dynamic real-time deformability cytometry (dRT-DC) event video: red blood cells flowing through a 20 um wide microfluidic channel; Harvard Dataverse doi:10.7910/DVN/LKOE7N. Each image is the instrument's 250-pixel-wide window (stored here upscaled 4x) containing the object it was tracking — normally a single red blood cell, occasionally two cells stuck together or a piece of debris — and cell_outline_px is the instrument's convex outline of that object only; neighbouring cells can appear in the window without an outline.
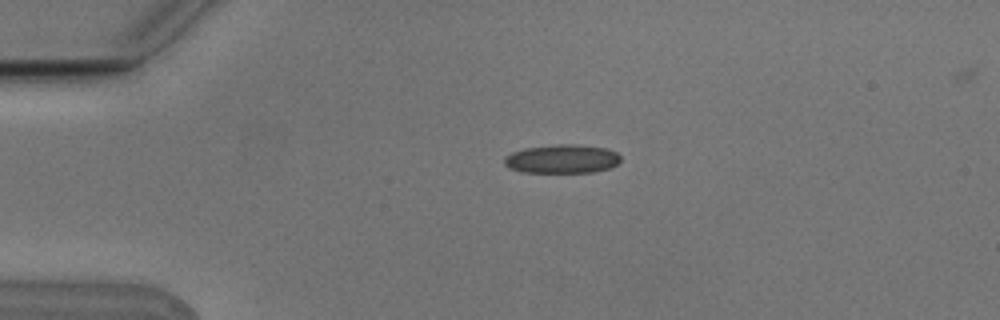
{"species": "Egyptian fruit bat (a non-hibernating species)", "species_latin": "Rousettus aegyptiacus", "temperature_condition": "cold", "stored_images_in_passage": 3, "camera_frame_rate_fps": 3000, "um_per_image_px": 0.085, "animal": {"sex": "male"}, "frame": {"image": 1, "passage_image": 1, "time_ms": 0.0, "image_size_px": [1000, 320], "cell_outline_px": [[620, 160], [616, 164], [608, 168], [592, 172], [520, 172], [508, 168], [504, 164], [504, 156], [512, 152], [524, 148], [556, 144], [576, 144], [608, 148], [616, 152], [620, 156]], "centroid_in_image_um": [47.74, 13.5], "position_along_channel_um": 37.3, "area_um2": 19.59}}